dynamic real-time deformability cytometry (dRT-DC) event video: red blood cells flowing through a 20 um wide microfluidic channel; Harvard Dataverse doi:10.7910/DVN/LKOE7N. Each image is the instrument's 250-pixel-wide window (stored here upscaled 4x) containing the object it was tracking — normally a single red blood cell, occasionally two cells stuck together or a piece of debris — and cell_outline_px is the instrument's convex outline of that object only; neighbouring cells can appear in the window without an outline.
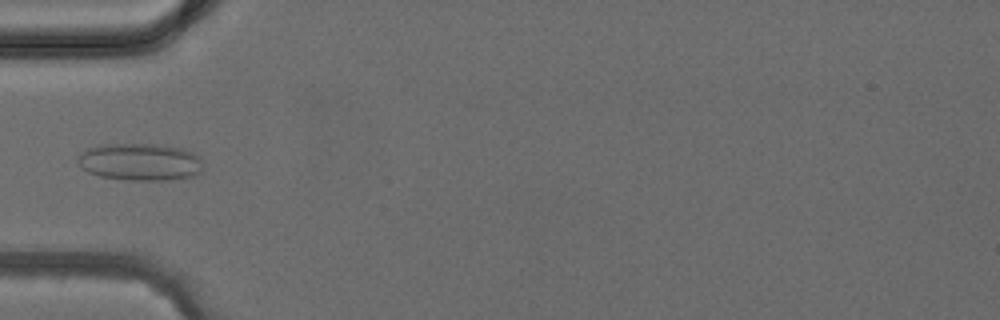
{"species": "common noctule bat (a hibernating species)", "species_latin": "Nyctalus noctula", "temperature_condition": "cold", "stored_images_in_passage": 3, "camera_frame_rate_fps": 3000, "um_per_image_px": 0.085, "animal": {"sex": "female", "body_mass_g": 24.6, "forearm_length_mm": 56.2}, "frame": {"image": 1, "passage_image": 3, "time_ms": 2.333, "image_size_px": [1000, 320], "cell_outline_px": [[204, 164], [200, 172], [196, 176], [164, 180], [128, 180], [100, 176], [88, 172], [80, 168], [76, 160], [76, 156], [80, 152], [88, 148], [100, 144], [156, 144], [180, 148], [192, 152], [200, 156]], "centroid_in_image_um": [11.88, 13.76], "position_along_channel_um": 73.1, "area_um2": 27.63}}